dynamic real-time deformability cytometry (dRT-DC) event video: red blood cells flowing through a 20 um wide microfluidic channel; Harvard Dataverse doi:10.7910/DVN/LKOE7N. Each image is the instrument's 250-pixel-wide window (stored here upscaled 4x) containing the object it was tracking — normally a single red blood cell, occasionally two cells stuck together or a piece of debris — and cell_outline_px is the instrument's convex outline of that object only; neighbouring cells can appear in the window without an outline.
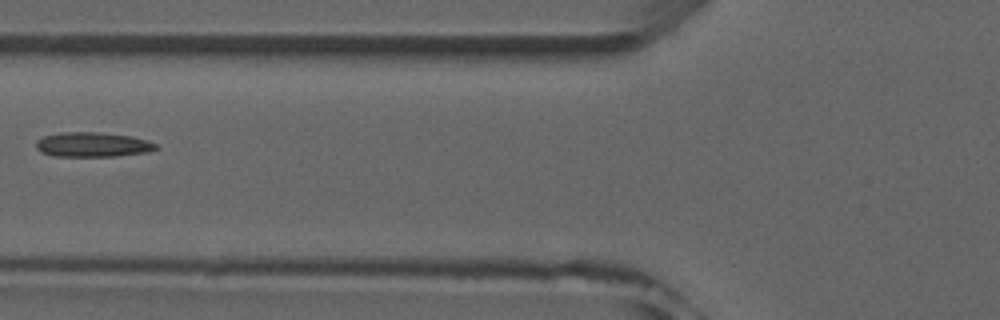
{"species": "common noctule bat (a hibernating species)", "species_latin": "Nyctalus noctula", "temperature_condition": "room temperature", "stored_images_in_passage": 4, "camera_frame_rate_fps": 3000, "um_per_image_px": 0.085, "animal": {"sex": "male", "forearm_length_mm": 52.5}, "frame": {"image": 1, "passage_image": 3, "time_ms": 2.333, "image_size_px": [1000, 320], "cell_outline_px": [[160, 148], [148, 152], [116, 156], [56, 156], [40, 152], [36, 148], [36, 140], [44, 136], [60, 132], [100, 132], [128, 136], [148, 140], [156, 144]], "centroid_in_image_um": [7.87, 12.29], "position_along_channel_um": 117.9, "area_um2": 17.28}}
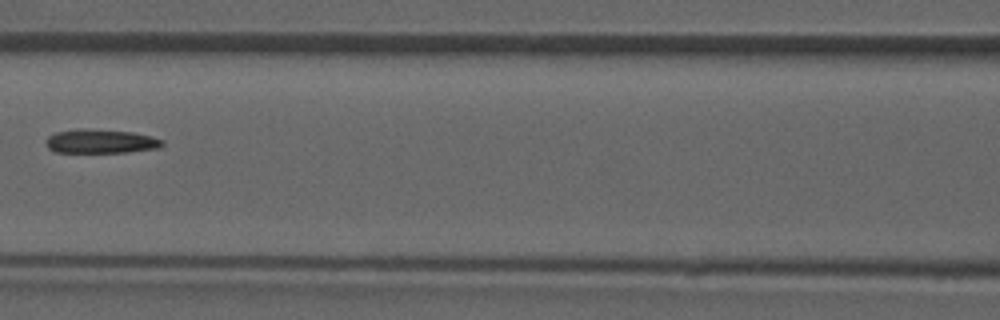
{"frame": {"image": 2, "passage_image": 4, "time_ms": 3.333, "image_size_px": [1000, 320], "cell_outline_px": [[164, 144], [160, 148], [128, 152], [56, 152], [48, 148], [44, 140], [48, 136], [56, 132], [84, 128], [132, 132], [152, 136], [164, 140]], "centroid_in_image_um": [8.58, 12.01], "position_along_channel_um": 158.0, "area_um2": 16.36}}